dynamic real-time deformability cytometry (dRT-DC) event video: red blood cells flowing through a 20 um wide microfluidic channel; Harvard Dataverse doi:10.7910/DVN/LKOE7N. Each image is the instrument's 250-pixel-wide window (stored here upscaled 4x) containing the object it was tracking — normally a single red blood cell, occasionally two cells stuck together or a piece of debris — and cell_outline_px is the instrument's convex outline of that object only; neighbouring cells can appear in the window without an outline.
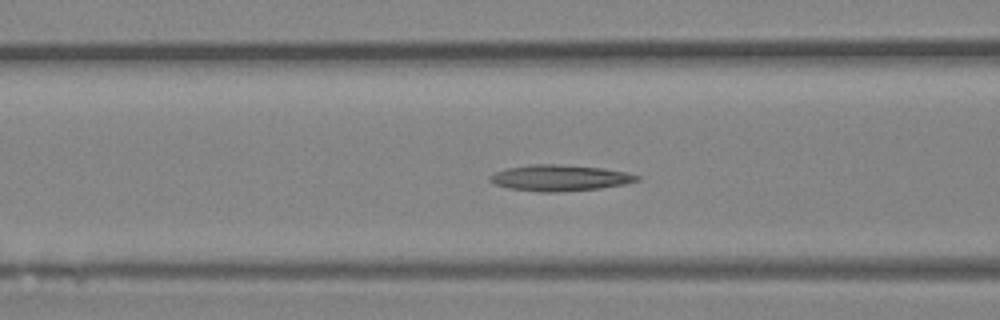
{"species": "Egyptian fruit bat (a non-hibernating species)", "species_latin": "Rousettus aegyptiacus", "temperature_condition": "room temperature", "stored_images_in_passage": 46, "camera_frame_rate_fps": 3000, "um_per_image_px": 0.085, "animal": {"sex": "female"}, "frame": {"image": 1, "passage_image": 18, "time_ms": 5.667, "image_size_px": [1000, 320], "cell_outline_px": [[640, 180], [624, 184], [600, 188], [556, 192], [540, 192], [508, 188], [496, 184], [488, 180], [488, 176], [504, 168], [528, 164], [556, 164], [604, 168], [624, 172], [640, 176]], "centroid_in_image_um": [47.53, 15.11], "position_along_channel_um": 119.1, "area_um2": 22.37}}
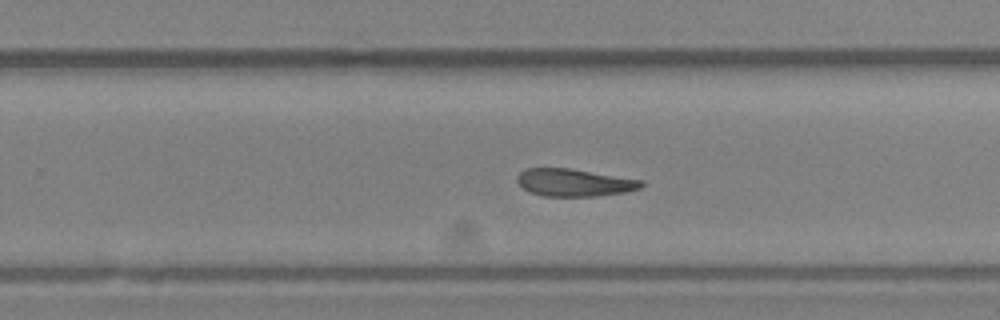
{"frame": {"image": 2, "passage_image": 29, "time_ms": 9.333, "image_size_px": [1000, 320], "cell_outline_px": [[644, 184], [640, 188], [624, 192], [596, 196], [544, 196], [528, 192], [516, 180], [516, 176], [524, 168], [572, 168], [644, 180]], "centroid_in_image_um": [48.8, 15.51], "position_along_channel_um": 281.0, "area_um2": 20.06}}
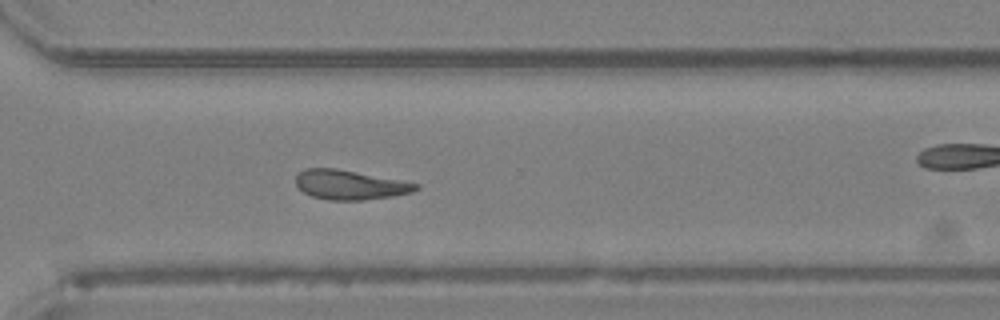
{"frame": {"image": 3, "passage_image": 33, "time_ms": 10.667, "image_size_px": [1000, 320], "cell_outline_px": [[420, 188], [412, 192], [392, 196], [364, 200], [328, 200], [312, 196], [304, 192], [296, 184], [296, 176], [304, 168], [336, 168], [420, 184]], "centroid_in_image_um": [29.74, 15.71], "position_along_channel_um": 340.9, "area_um2": 20.46}}